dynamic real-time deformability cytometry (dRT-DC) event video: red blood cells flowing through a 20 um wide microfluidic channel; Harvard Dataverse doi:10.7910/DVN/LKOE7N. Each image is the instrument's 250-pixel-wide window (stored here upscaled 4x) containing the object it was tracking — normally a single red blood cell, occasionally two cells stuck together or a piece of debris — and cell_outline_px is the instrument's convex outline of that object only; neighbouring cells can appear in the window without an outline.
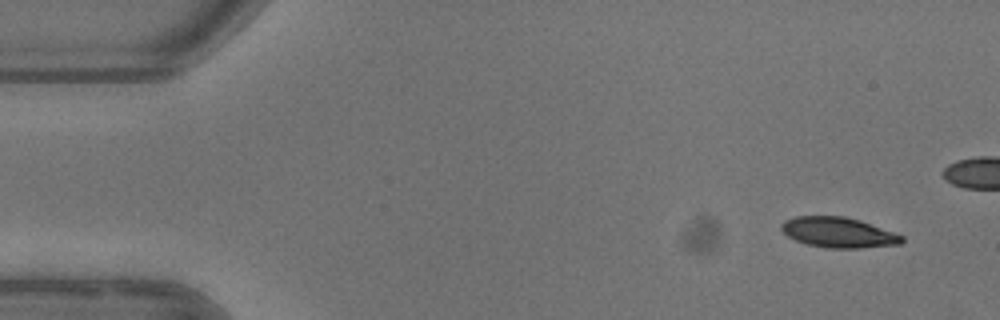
{"species": "common noctule bat (a hibernating species)", "species_latin": "Nyctalus noctula", "temperature_condition": "warm", "stored_images_in_passage": 5, "camera_frame_rate_fps": 3000, "um_per_image_px": 0.085, "animal": {"sex": "female"}, "frame": {"image": 1, "passage_image": 1, "time_ms": 0.0, "image_size_px": [1000, 320], "cell_outline_px": [[904, 240], [900, 244], [860, 248], [828, 248], [808, 244], [796, 240], [788, 236], [780, 228], [780, 224], [784, 220], [796, 216], [844, 216], [860, 220], [904, 236]], "centroid_in_image_um": [71.26, 19.75], "position_along_channel_um": 13.7, "area_um2": 21.21}}